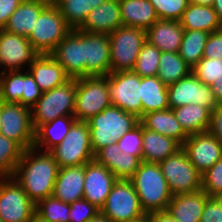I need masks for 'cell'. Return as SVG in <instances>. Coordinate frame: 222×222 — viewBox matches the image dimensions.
Wrapping results in <instances>:
<instances>
[{
	"instance_id": "9",
	"label": "cell",
	"mask_w": 222,
	"mask_h": 222,
	"mask_svg": "<svg viewBox=\"0 0 222 222\" xmlns=\"http://www.w3.org/2000/svg\"><path fill=\"white\" fill-rule=\"evenodd\" d=\"M71 30L58 7L47 5L41 11L28 40L39 54H49Z\"/></svg>"
},
{
	"instance_id": "30",
	"label": "cell",
	"mask_w": 222,
	"mask_h": 222,
	"mask_svg": "<svg viewBox=\"0 0 222 222\" xmlns=\"http://www.w3.org/2000/svg\"><path fill=\"white\" fill-rule=\"evenodd\" d=\"M46 6L41 2L24 0L12 13L4 30L28 38L41 11Z\"/></svg>"
},
{
	"instance_id": "54",
	"label": "cell",
	"mask_w": 222,
	"mask_h": 222,
	"mask_svg": "<svg viewBox=\"0 0 222 222\" xmlns=\"http://www.w3.org/2000/svg\"><path fill=\"white\" fill-rule=\"evenodd\" d=\"M88 222H112V221L109 218L105 217L100 212L93 219H90Z\"/></svg>"
},
{
	"instance_id": "19",
	"label": "cell",
	"mask_w": 222,
	"mask_h": 222,
	"mask_svg": "<svg viewBox=\"0 0 222 222\" xmlns=\"http://www.w3.org/2000/svg\"><path fill=\"white\" fill-rule=\"evenodd\" d=\"M116 181L115 175L95 159L86 163L83 198L101 209Z\"/></svg>"
},
{
	"instance_id": "27",
	"label": "cell",
	"mask_w": 222,
	"mask_h": 222,
	"mask_svg": "<svg viewBox=\"0 0 222 222\" xmlns=\"http://www.w3.org/2000/svg\"><path fill=\"white\" fill-rule=\"evenodd\" d=\"M139 123L150 131L173 138L181 146L188 138V135L176 119L173 109L149 112L139 119Z\"/></svg>"
},
{
	"instance_id": "24",
	"label": "cell",
	"mask_w": 222,
	"mask_h": 222,
	"mask_svg": "<svg viewBox=\"0 0 222 222\" xmlns=\"http://www.w3.org/2000/svg\"><path fill=\"white\" fill-rule=\"evenodd\" d=\"M183 32L180 21L158 19L146 30V40L161 52H179Z\"/></svg>"
},
{
	"instance_id": "31",
	"label": "cell",
	"mask_w": 222,
	"mask_h": 222,
	"mask_svg": "<svg viewBox=\"0 0 222 222\" xmlns=\"http://www.w3.org/2000/svg\"><path fill=\"white\" fill-rule=\"evenodd\" d=\"M180 23L184 30H199L208 33L222 28V23L213 7L193 3H189Z\"/></svg>"
},
{
	"instance_id": "38",
	"label": "cell",
	"mask_w": 222,
	"mask_h": 222,
	"mask_svg": "<svg viewBox=\"0 0 222 222\" xmlns=\"http://www.w3.org/2000/svg\"><path fill=\"white\" fill-rule=\"evenodd\" d=\"M23 92V70L0 73V100L20 103Z\"/></svg>"
},
{
	"instance_id": "48",
	"label": "cell",
	"mask_w": 222,
	"mask_h": 222,
	"mask_svg": "<svg viewBox=\"0 0 222 222\" xmlns=\"http://www.w3.org/2000/svg\"><path fill=\"white\" fill-rule=\"evenodd\" d=\"M203 58L222 59V28L209 34L204 47Z\"/></svg>"
},
{
	"instance_id": "33",
	"label": "cell",
	"mask_w": 222,
	"mask_h": 222,
	"mask_svg": "<svg viewBox=\"0 0 222 222\" xmlns=\"http://www.w3.org/2000/svg\"><path fill=\"white\" fill-rule=\"evenodd\" d=\"M142 116L154 111L170 109L167 86L157 77H141Z\"/></svg>"
},
{
	"instance_id": "50",
	"label": "cell",
	"mask_w": 222,
	"mask_h": 222,
	"mask_svg": "<svg viewBox=\"0 0 222 222\" xmlns=\"http://www.w3.org/2000/svg\"><path fill=\"white\" fill-rule=\"evenodd\" d=\"M24 0H0V29H4L12 13Z\"/></svg>"
},
{
	"instance_id": "20",
	"label": "cell",
	"mask_w": 222,
	"mask_h": 222,
	"mask_svg": "<svg viewBox=\"0 0 222 222\" xmlns=\"http://www.w3.org/2000/svg\"><path fill=\"white\" fill-rule=\"evenodd\" d=\"M121 26H123V23L121 20L119 0H105L102 4L90 11L86 20L78 30L109 35Z\"/></svg>"
},
{
	"instance_id": "8",
	"label": "cell",
	"mask_w": 222,
	"mask_h": 222,
	"mask_svg": "<svg viewBox=\"0 0 222 222\" xmlns=\"http://www.w3.org/2000/svg\"><path fill=\"white\" fill-rule=\"evenodd\" d=\"M158 164L172 196L201 190L202 174L192 165L182 147Z\"/></svg>"
},
{
	"instance_id": "55",
	"label": "cell",
	"mask_w": 222,
	"mask_h": 222,
	"mask_svg": "<svg viewBox=\"0 0 222 222\" xmlns=\"http://www.w3.org/2000/svg\"><path fill=\"white\" fill-rule=\"evenodd\" d=\"M190 3L196 5H205V6H213L215 0H189Z\"/></svg>"
},
{
	"instance_id": "41",
	"label": "cell",
	"mask_w": 222,
	"mask_h": 222,
	"mask_svg": "<svg viewBox=\"0 0 222 222\" xmlns=\"http://www.w3.org/2000/svg\"><path fill=\"white\" fill-rule=\"evenodd\" d=\"M191 72L204 84L211 86L222 78V59L202 58Z\"/></svg>"
},
{
	"instance_id": "47",
	"label": "cell",
	"mask_w": 222,
	"mask_h": 222,
	"mask_svg": "<svg viewBox=\"0 0 222 222\" xmlns=\"http://www.w3.org/2000/svg\"><path fill=\"white\" fill-rule=\"evenodd\" d=\"M201 222H222V197L207 198Z\"/></svg>"
},
{
	"instance_id": "45",
	"label": "cell",
	"mask_w": 222,
	"mask_h": 222,
	"mask_svg": "<svg viewBox=\"0 0 222 222\" xmlns=\"http://www.w3.org/2000/svg\"><path fill=\"white\" fill-rule=\"evenodd\" d=\"M98 213L100 209L83 198L70 204L69 222H88Z\"/></svg>"
},
{
	"instance_id": "14",
	"label": "cell",
	"mask_w": 222,
	"mask_h": 222,
	"mask_svg": "<svg viewBox=\"0 0 222 222\" xmlns=\"http://www.w3.org/2000/svg\"><path fill=\"white\" fill-rule=\"evenodd\" d=\"M167 92L170 109L194 103L213 111L219 105L211 87L201 82L192 72L167 86Z\"/></svg>"
},
{
	"instance_id": "32",
	"label": "cell",
	"mask_w": 222,
	"mask_h": 222,
	"mask_svg": "<svg viewBox=\"0 0 222 222\" xmlns=\"http://www.w3.org/2000/svg\"><path fill=\"white\" fill-rule=\"evenodd\" d=\"M176 119L187 135L207 132L211 110L198 104H187L173 109Z\"/></svg>"
},
{
	"instance_id": "13",
	"label": "cell",
	"mask_w": 222,
	"mask_h": 222,
	"mask_svg": "<svg viewBox=\"0 0 222 222\" xmlns=\"http://www.w3.org/2000/svg\"><path fill=\"white\" fill-rule=\"evenodd\" d=\"M35 208L14 177H0V218L4 222H29Z\"/></svg>"
},
{
	"instance_id": "44",
	"label": "cell",
	"mask_w": 222,
	"mask_h": 222,
	"mask_svg": "<svg viewBox=\"0 0 222 222\" xmlns=\"http://www.w3.org/2000/svg\"><path fill=\"white\" fill-rule=\"evenodd\" d=\"M142 132L143 126L139 123L131 131L125 133L117 140V145L121 152L128 153L134 156H141L142 154Z\"/></svg>"
},
{
	"instance_id": "11",
	"label": "cell",
	"mask_w": 222,
	"mask_h": 222,
	"mask_svg": "<svg viewBox=\"0 0 222 222\" xmlns=\"http://www.w3.org/2000/svg\"><path fill=\"white\" fill-rule=\"evenodd\" d=\"M0 134L18 143L24 150L33 148L35 129L31 108L20 103L1 101Z\"/></svg>"
},
{
	"instance_id": "57",
	"label": "cell",
	"mask_w": 222,
	"mask_h": 222,
	"mask_svg": "<svg viewBox=\"0 0 222 222\" xmlns=\"http://www.w3.org/2000/svg\"><path fill=\"white\" fill-rule=\"evenodd\" d=\"M29 222H47L44 219H42L40 216H38L36 213L32 216Z\"/></svg>"
},
{
	"instance_id": "18",
	"label": "cell",
	"mask_w": 222,
	"mask_h": 222,
	"mask_svg": "<svg viewBox=\"0 0 222 222\" xmlns=\"http://www.w3.org/2000/svg\"><path fill=\"white\" fill-rule=\"evenodd\" d=\"M110 73L109 36L84 32V77L107 76Z\"/></svg>"
},
{
	"instance_id": "56",
	"label": "cell",
	"mask_w": 222,
	"mask_h": 222,
	"mask_svg": "<svg viewBox=\"0 0 222 222\" xmlns=\"http://www.w3.org/2000/svg\"><path fill=\"white\" fill-rule=\"evenodd\" d=\"M27 1L41 2L46 5H56L58 0H27Z\"/></svg>"
},
{
	"instance_id": "28",
	"label": "cell",
	"mask_w": 222,
	"mask_h": 222,
	"mask_svg": "<svg viewBox=\"0 0 222 222\" xmlns=\"http://www.w3.org/2000/svg\"><path fill=\"white\" fill-rule=\"evenodd\" d=\"M142 139V161L147 163H159L182 147L173 138L150 131L144 127Z\"/></svg>"
},
{
	"instance_id": "35",
	"label": "cell",
	"mask_w": 222,
	"mask_h": 222,
	"mask_svg": "<svg viewBox=\"0 0 222 222\" xmlns=\"http://www.w3.org/2000/svg\"><path fill=\"white\" fill-rule=\"evenodd\" d=\"M105 0H58L56 6L64 20L72 29H78L86 20L91 10Z\"/></svg>"
},
{
	"instance_id": "52",
	"label": "cell",
	"mask_w": 222,
	"mask_h": 222,
	"mask_svg": "<svg viewBox=\"0 0 222 222\" xmlns=\"http://www.w3.org/2000/svg\"><path fill=\"white\" fill-rule=\"evenodd\" d=\"M210 87L218 102L222 103V78L220 80H215Z\"/></svg>"
},
{
	"instance_id": "53",
	"label": "cell",
	"mask_w": 222,
	"mask_h": 222,
	"mask_svg": "<svg viewBox=\"0 0 222 222\" xmlns=\"http://www.w3.org/2000/svg\"><path fill=\"white\" fill-rule=\"evenodd\" d=\"M212 7L214 8L219 20L222 23V0H215Z\"/></svg>"
},
{
	"instance_id": "21",
	"label": "cell",
	"mask_w": 222,
	"mask_h": 222,
	"mask_svg": "<svg viewBox=\"0 0 222 222\" xmlns=\"http://www.w3.org/2000/svg\"><path fill=\"white\" fill-rule=\"evenodd\" d=\"M94 159L106 166L117 180H130L142 162V156L121 152L117 142L100 149Z\"/></svg>"
},
{
	"instance_id": "4",
	"label": "cell",
	"mask_w": 222,
	"mask_h": 222,
	"mask_svg": "<svg viewBox=\"0 0 222 222\" xmlns=\"http://www.w3.org/2000/svg\"><path fill=\"white\" fill-rule=\"evenodd\" d=\"M111 105L108 75L76 79L73 115L77 121L86 122Z\"/></svg>"
},
{
	"instance_id": "25",
	"label": "cell",
	"mask_w": 222,
	"mask_h": 222,
	"mask_svg": "<svg viewBox=\"0 0 222 222\" xmlns=\"http://www.w3.org/2000/svg\"><path fill=\"white\" fill-rule=\"evenodd\" d=\"M208 197L203 190L174 195L169 202L167 211L180 222H201Z\"/></svg>"
},
{
	"instance_id": "26",
	"label": "cell",
	"mask_w": 222,
	"mask_h": 222,
	"mask_svg": "<svg viewBox=\"0 0 222 222\" xmlns=\"http://www.w3.org/2000/svg\"><path fill=\"white\" fill-rule=\"evenodd\" d=\"M76 121L74 115H69L57 117L53 121L40 125L35 130L33 147L39 151L50 152L63 141Z\"/></svg>"
},
{
	"instance_id": "59",
	"label": "cell",
	"mask_w": 222,
	"mask_h": 222,
	"mask_svg": "<svg viewBox=\"0 0 222 222\" xmlns=\"http://www.w3.org/2000/svg\"><path fill=\"white\" fill-rule=\"evenodd\" d=\"M0 119H1V100H0ZM0 128H1V122H0Z\"/></svg>"
},
{
	"instance_id": "58",
	"label": "cell",
	"mask_w": 222,
	"mask_h": 222,
	"mask_svg": "<svg viewBox=\"0 0 222 222\" xmlns=\"http://www.w3.org/2000/svg\"><path fill=\"white\" fill-rule=\"evenodd\" d=\"M129 222H150L149 221V214L144 215L143 217L133 220V221H129Z\"/></svg>"
},
{
	"instance_id": "22",
	"label": "cell",
	"mask_w": 222,
	"mask_h": 222,
	"mask_svg": "<svg viewBox=\"0 0 222 222\" xmlns=\"http://www.w3.org/2000/svg\"><path fill=\"white\" fill-rule=\"evenodd\" d=\"M27 70L42 92L61 86L70 79L50 54H39Z\"/></svg>"
},
{
	"instance_id": "1",
	"label": "cell",
	"mask_w": 222,
	"mask_h": 222,
	"mask_svg": "<svg viewBox=\"0 0 222 222\" xmlns=\"http://www.w3.org/2000/svg\"><path fill=\"white\" fill-rule=\"evenodd\" d=\"M59 169L50 152H41L33 147L24 150L12 177L36 205L44 198L52 196Z\"/></svg>"
},
{
	"instance_id": "51",
	"label": "cell",
	"mask_w": 222,
	"mask_h": 222,
	"mask_svg": "<svg viewBox=\"0 0 222 222\" xmlns=\"http://www.w3.org/2000/svg\"><path fill=\"white\" fill-rule=\"evenodd\" d=\"M150 222H180L176 220L168 211L149 213Z\"/></svg>"
},
{
	"instance_id": "7",
	"label": "cell",
	"mask_w": 222,
	"mask_h": 222,
	"mask_svg": "<svg viewBox=\"0 0 222 222\" xmlns=\"http://www.w3.org/2000/svg\"><path fill=\"white\" fill-rule=\"evenodd\" d=\"M50 153L60 168L81 166L94 160L88 123L76 121L63 141Z\"/></svg>"
},
{
	"instance_id": "16",
	"label": "cell",
	"mask_w": 222,
	"mask_h": 222,
	"mask_svg": "<svg viewBox=\"0 0 222 222\" xmlns=\"http://www.w3.org/2000/svg\"><path fill=\"white\" fill-rule=\"evenodd\" d=\"M49 54L70 79L84 77V32L72 29Z\"/></svg>"
},
{
	"instance_id": "37",
	"label": "cell",
	"mask_w": 222,
	"mask_h": 222,
	"mask_svg": "<svg viewBox=\"0 0 222 222\" xmlns=\"http://www.w3.org/2000/svg\"><path fill=\"white\" fill-rule=\"evenodd\" d=\"M24 149L0 134V177H12Z\"/></svg>"
},
{
	"instance_id": "39",
	"label": "cell",
	"mask_w": 222,
	"mask_h": 222,
	"mask_svg": "<svg viewBox=\"0 0 222 222\" xmlns=\"http://www.w3.org/2000/svg\"><path fill=\"white\" fill-rule=\"evenodd\" d=\"M70 204L54 196L46 197L36 204L35 213L47 222H69Z\"/></svg>"
},
{
	"instance_id": "5",
	"label": "cell",
	"mask_w": 222,
	"mask_h": 222,
	"mask_svg": "<svg viewBox=\"0 0 222 222\" xmlns=\"http://www.w3.org/2000/svg\"><path fill=\"white\" fill-rule=\"evenodd\" d=\"M76 79H69L63 85L43 92L31 107L32 124L36 130L40 125L57 117L73 115L75 108Z\"/></svg>"
},
{
	"instance_id": "42",
	"label": "cell",
	"mask_w": 222,
	"mask_h": 222,
	"mask_svg": "<svg viewBox=\"0 0 222 222\" xmlns=\"http://www.w3.org/2000/svg\"><path fill=\"white\" fill-rule=\"evenodd\" d=\"M159 19L180 21L188 7L189 0H149Z\"/></svg>"
},
{
	"instance_id": "40",
	"label": "cell",
	"mask_w": 222,
	"mask_h": 222,
	"mask_svg": "<svg viewBox=\"0 0 222 222\" xmlns=\"http://www.w3.org/2000/svg\"><path fill=\"white\" fill-rule=\"evenodd\" d=\"M160 55L161 51L146 41L139 52L132 71L140 77L157 76Z\"/></svg>"
},
{
	"instance_id": "36",
	"label": "cell",
	"mask_w": 222,
	"mask_h": 222,
	"mask_svg": "<svg viewBox=\"0 0 222 222\" xmlns=\"http://www.w3.org/2000/svg\"><path fill=\"white\" fill-rule=\"evenodd\" d=\"M209 34L199 30H184L179 54L191 68L203 58Z\"/></svg>"
},
{
	"instance_id": "3",
	"label": "cell",
	"mask_w": 222,
	"mask_h": 222,
	"mask_svg": "<svg viewBox=\"0 0 222 222\" xmlns=\"http://www.w3.org/2000/svg\"><path fill=\"white\" fill-rule=\"evenodd\" d=\"M90 130L94 155L103 147L114 144L139 124V118L116 106H109L86 121Z\"/></svg>"
},
{
	"instance_id": "43",
	"label": "cell",
	"mask_w": 222,
	"mask_h": 222,
	"mask_svg": "<svg viewBox=\"0 0 222 222\" xmlns=\"http://www.w3.org/2000/svg\"><path fill=\"white\" fill-rule=\"evenodd\" d=\"M201 190L208 196L222 197V157L202 174Z\"/></svg>"
},
{
	"instance_id": "6",
	"label": "cell",
	"mask_w": 222,
	"mask_h": 222,
	"mask_svg": "<svg viewBox=\"0 0 222 222\" xmlns=\"http://www.w3.org/2000/svg\"><path fill=\"white\" fill-rule=\"evenodd\" d=\"M111 72L132 71L146 40V30L121 26L109 35Z\"/></svg>"
},
{
	"instance_id": "10",
	"label": "cell",
	"mask_w": 222,
	"mask_h": 222,
	"mask_svg": "<svg viewBox=\"0 0 222 222\" xmlns=\"http://www.w3.org/2000/svg\"><path fill=\"white\" fill-rule=\"evenodd\" d=\"M100 212L112 222H129L146 215L130 180H117Z\"/></svg>"
},
{
	"instance_id": "49",
	"label": "cell",
	"mask_w": 222,
	"mask_h": 222,
	"mask_svg": "<svg viewBox=\"0 0 222 222\" xmlns=\"http://www.w3.org/2000/svg\"><path fill=\"white\" fill-rule=\"evenodd\" d=\"M208 132L216 137L222 145V103H219V105L211 111Z\"/></svg>"
},
{
	"instance_id": "17",
	"label": "cell",
	"mask_w": 222,
	"mask_h": 222,
	"mask_svg": "<svg viewBox=\"0 0 222 222\" xmlns=\"http://www.w3.org/2000/svg\"><path fill=\"white\" fill-rule=\"evenodd\" d=\"M182 148L186 151L192 165L205 173L222 157V145L208 131L188 135Z\"/></svg>"
},
{
	"instance_id": "29",
	"label": "cell",
	"mask_w": 222,
	"mask_h": 222,
	"mask_svg": "<svg viewBox=\"0 0 222 222\" xmlns=\"http://www.w3.org/2000/svg\"><path fill=\"white\" fill-rule=\"evenodd\" d=\"M119 3L124 26L147 30L159 19L149 0H119Z\"/></svg>"
},
{
	"instance_id": "12",
	"label": "cell",
	"mask_w": 222,
	"mask_h": 222,
	"mask_svg": "<svg viewBox=\"0 0 222 222\" xmlns=\"http://www.w3.org/2000/svg\"><path fill=\"white\" fill-rule=\"evenodd\" d=\"M109 77L110 101L126 112L142 117L141 77L133 71L111 72Z\"/></svg>"
},
{
	"instance_id": "15",
	"label": "cell",
	"mask_w": 222,
	"mask_h": 222,
	"mask_svg": "<svg viewBox=\"0 0 222 222\" xmlns=\"http://www.w3.org/2000/svg\"><path fill=\"white\" fill-rule=\"evenodd\" d=\"M38 55L27 37L0 29V73L27 70Z\"/></svg>"
},
{
	"instance_id": "46",
	"label": "cell",
	"mask_w": 222,
	"mask_h": 222,
	"mask_svg": "<svg viewBox=\"0 0 222 222\" xmlns=\"http://www.w3.org/2000/svg\"><path fill=\"white\" fill-rule=\"evenodd\" d=\"M27 71V72H26ZM42 91L28 70H23V92L21 105L31 108L42 96Z\"/></svg>"
},
{
	"instance_id": "34",
	"label": "cell",
	"mask_w": 222,
	"mask_h": 222,
	"mask_svg": "<svg viewBox=\"0 0 222 222\" xmlns=\"http://www.w3.org/2000/svg\"><path fill=\"white\" fill-rule=\"evenodd\" d=\"M191 70L192 68L182 59L179 52H161L157 77L166 86L187 77Z\"/></svg>"
},
{
	"instance_id": "2",
	"label": "cell",
	"mask_w": 222,
	"mask_h": 222,
	"mask_svg": "<svg viewBox=\"0 0 222 222\" xmlns=\"http://www.w3.org/2000/svg\"><path fill=\"white\" fill-rule=\"evenodd\" d=\"M130 181L146 214L167 211L172 194L158 163L142 161Z\"/></svg>"
},
{
	"instance_id": "23",
	"label": "cell",
	"mask_w": 222,
	"mask_h": 222,
	"mask_svg": "<svg viewBox=\"0 0 222 222\" xmlns=\"http://www.w3.org/2000/svg\"><path fill=\"white\" fill-rule=\"evenodd\" d=\"M85 165L59 169L52 196L71 204L83 199Z\"/></svg>"
}]
</instances>
